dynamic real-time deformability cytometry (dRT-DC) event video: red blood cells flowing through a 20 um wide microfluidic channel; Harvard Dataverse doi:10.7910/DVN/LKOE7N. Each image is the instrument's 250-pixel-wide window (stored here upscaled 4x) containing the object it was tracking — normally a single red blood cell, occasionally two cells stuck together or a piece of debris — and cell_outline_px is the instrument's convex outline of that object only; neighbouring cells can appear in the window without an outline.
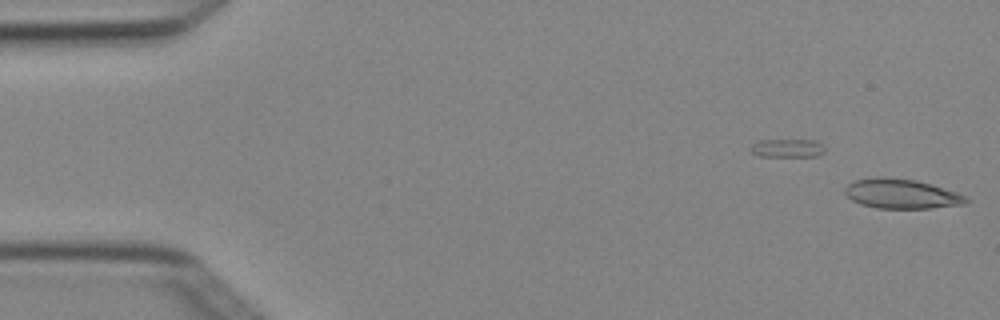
{"species": "Egyptian fruit bat (a non-hibernating species)", "species_latin": "Rousettus aegyptiacus", "temperature_condition": "cold", "stored_images_in_passage": 5, "camera_frame_rate_fps": 3000, "um_per_image_px": 0.085, "animal": {"sex": "female"}, "frame": {"image": 1, "passage_image": 1, "time_ms": 0.0, "image_size_px": [1000, 320], "cell_outline_px": [[972, 200], [964, 204], [932, 208], [876, 208], [860, 204], [852, 200], [844, 192], [844, 188], [852, 180], [876, 176], [880, 176], [916, 180], [932, 184], [956, 192]], "centroid_in_image_um": [76.59, 16.46], "position_along_channel_um": 8.4, "area_um2": 21.1}}
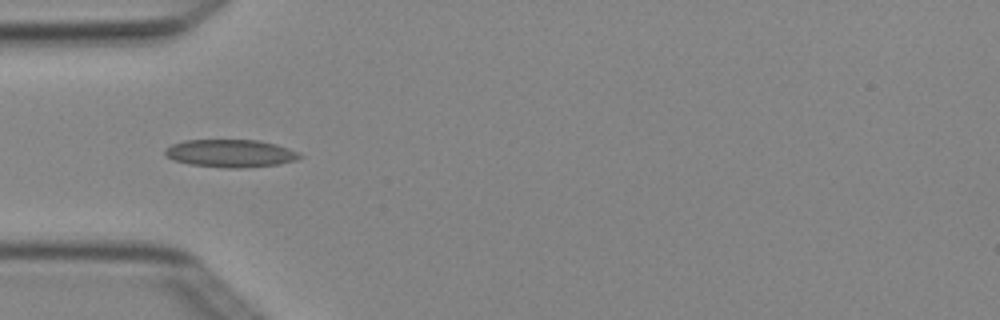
{"frame": {"image": 2, "passage_image": 5, "time_ms": 1.333, "image_size_px": [1000, 320], "cell_outline_px": [[304, 156], [296, 160], [280, 164], [240, 168], [228, 168], [188, 164], [172, 160], [164, 156], [164, 148], [172, 144], [184, 140], [260, 140], [276, 144], [300, 152]], "centroid_in_image_um": [19.58, 13.03], "position_along_channel_um": 65.4, "area_um2": 22.08}}